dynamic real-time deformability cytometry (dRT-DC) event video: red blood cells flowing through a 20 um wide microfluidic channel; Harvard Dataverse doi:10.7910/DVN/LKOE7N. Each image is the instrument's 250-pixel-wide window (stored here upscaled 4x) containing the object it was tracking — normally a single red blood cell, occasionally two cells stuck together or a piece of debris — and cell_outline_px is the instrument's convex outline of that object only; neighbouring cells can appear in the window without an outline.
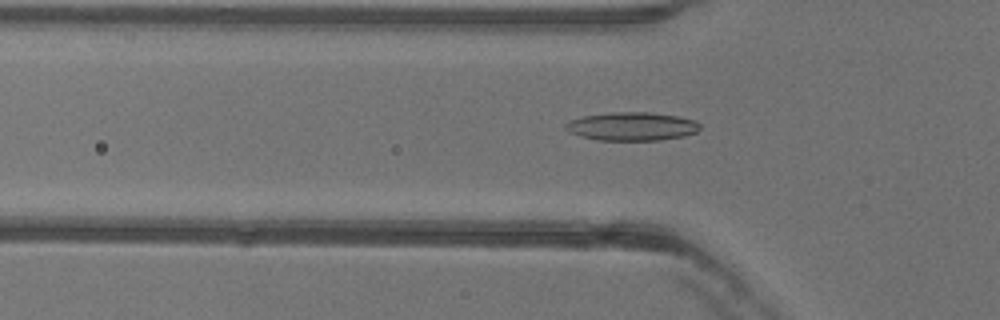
{"species": "common noctule bat (a hibernating species)", "species_latin": "Nyctalus noctula", "temperature_condition": "warm", "stored_images_in_passage": 52, "camera_frame_rate_fps": 3000, "um_per_image_px": 0.085, "animal": {"sex": "female"}, "frame": {"image": 1, "passage_image": 17, "time_ms": 5.333, "image_size_px": [1000, 320], "cell_outline_px": [[700, 128], [696, 132], [684, 136], [660, 140], [600, 140], [580, 136], [564, 128], [564, 124], [568, 120], [584, 116], [616, 112], [648, 112], [676, 116], [696, 120], [700, 124]], "centroid_in_image_um": [53.72, 10.74], "position_along_channel_um": 72.1, "area_um2": 22.14}}
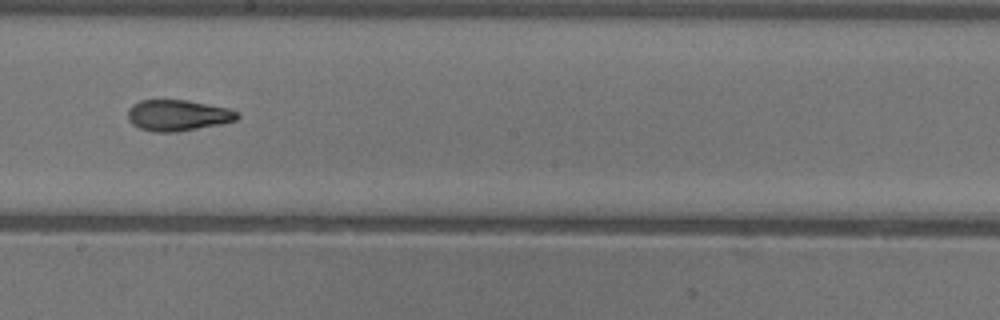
{"frame": {"image": 2, "passage_image": 29, "time_ms": 9.333, "image_size_px": [1000, 320], "cell_outline_px": [[240, 116], [236, 120], [220, 124], [176, 132], [152, 132], [140, 128], [132, 124], [128, 120], [128, 108], [132, 104], [140, 100], [188, 100], [228, 108], [240, 112]], "centroid_in_image_um": [15.11, 9.8], "position_along_channel_um": 233.1, "area_um2": 19.94}}
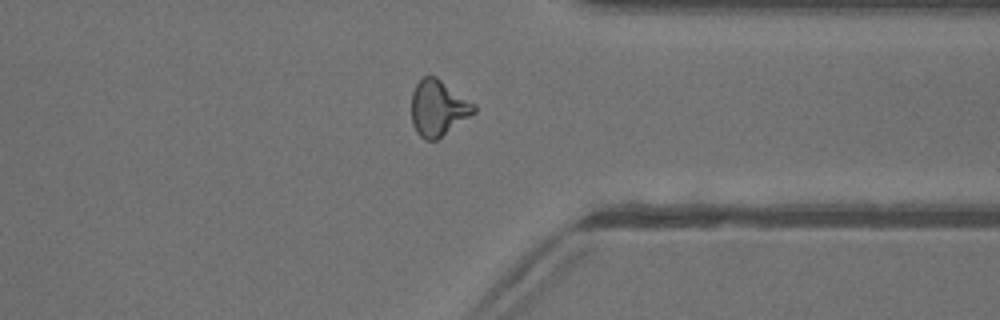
{"frame": {"image": 3, "passage_image": 40, "time_ms": 13.0, "image_size_px": [1000, 320], "cell_outline_px": [[476, 112], [436, 140], [424, 140], [416, 132], [412, 124], [412, 92], [416, 84], [424, 76], [436, 76], [476, 104]], "centroid_in_image_um": [37.25, 9.18], "position_along_channel_um": 374.2, "area_um2": 20.35}, "authors_computed_cell_mechanics": {"area_um2": 20.2878, "velocity_mm_per_s": 3.9956, "shape_relaxation_time_tau1_ms": 11.088, "shape_relaxation_time_tau2_ms": 2.192, "deformation_change_tau1": 0.2704, "deformation_change_tau2": 0.0989}}